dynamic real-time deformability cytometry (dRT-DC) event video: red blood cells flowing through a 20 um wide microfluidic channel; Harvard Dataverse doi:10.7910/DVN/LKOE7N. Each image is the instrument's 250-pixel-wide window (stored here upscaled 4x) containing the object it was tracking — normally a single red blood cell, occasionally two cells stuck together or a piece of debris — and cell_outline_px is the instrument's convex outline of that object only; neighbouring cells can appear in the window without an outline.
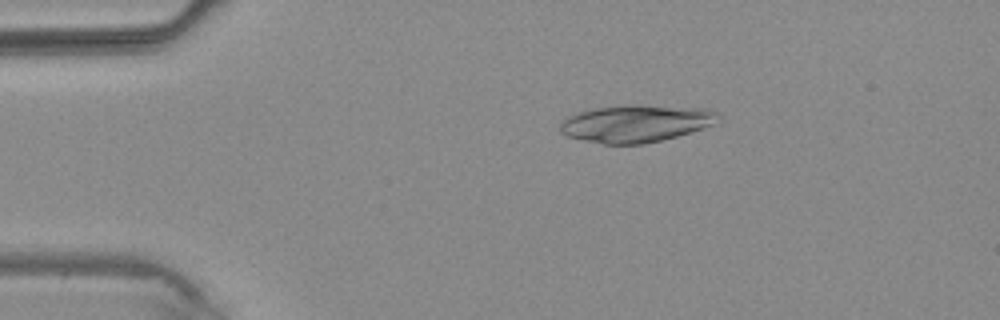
{"species": "common noctule bat (a hibernating species)", "species_latin": "Nyctalus noctula", "temperature_condition": "warm", "stored_images_in_passage": 3, "camera_frame_rate_fps": 3000, "um_per_image_px": 0.085, "animal": {"sex": "male", "body_mass_g": 20.4}, "frame": {"image": 1, "passage_image": 2, "time_ms": 1.333, "image_size_px": [1000, 320], "cell_outline_px": [[720, 124], [692, 132], [644, 144], [604, 144], [584, 140], [568, 136], [560, 132], [560, 124], [568, 116], [580, 112], [596, 108], [624, 104], [640, 104], [704, 108], [716, 112], [720, 116]], "centroid_in_image_um": [54.13, 10.48], "position_along_channel_um": 30.9, "area_um2": 34.74}}